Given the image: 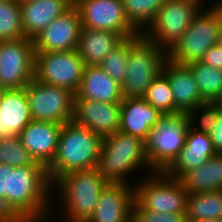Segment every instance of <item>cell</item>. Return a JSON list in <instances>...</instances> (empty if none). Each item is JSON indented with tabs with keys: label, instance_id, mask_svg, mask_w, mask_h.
Here are the masks:
<instances>
[{
	"label": "cell",
	"instance_id": "obj_21",
	"mask_svg": "<svg viewBox=\"0 0 222 222\" xmlns=\"http://www.w3.org/2000/svg\"><path fill=\"white\" fill-rule=\"evenodd\" d=\"M24 34L34 39L54 19L66 12L75 0H19Z\"/></svg>",
	"mask_w": 222,
	"mask_h": 222
},
{
	"label": "cell",
	"instance_id": "obj_15",
	"mask_svg": "<svg viewBox=\"0 0 222 222\" xmlns=\"http://www.w3.org/2000/svg\"><path fill=\"white\" fill-rule=\"evenodd\" d=\"M121 103L74 98L73 121L89 128L102 139L120 129Z\"/></svg>",
	"mask_w": 222,
	"mask_h": 222
},
{
	"label": "cell",
	"instance_id": "obj_31",
	"mask_svg": "<svg viewBox=\"0 0 222 222\" xmlns=\"http://www.w3.org/2000/svg\"><path fill=\"white\" fill-rule=\"evenodd\" d=\"M0 164L12 167L43 165L35 161L29 151L23 146L19 137L15 136L0 138Z\"/></svg>",
	"mask_w": 222,
	"mask_h": 222
},
{
	"label": "cell",
	"instance_id": "obj_25",
	"mask_svg": "<svg viewBox=\"0 0 222 222\" xmlns=\"http://www.w3.org/2000/svg\"><path fill=\"white\" fill-rule=\"evenodd\" d=\"M179 180L188 194L222 190V154L210 157Z\"/></svg>",
	"mask_w": 222,
	"mask_h": 222
},
{
	"label": "cell",
	"instance_id": "obj_5",
	"mask_svg": "<svg viewBox=\"0 0 222 222\" xmlns=\"http://www.w3.org/2000/svg\"><path fill=\"white\" fill-rule=\"evenodd\" d=\"M222 30V2L211 3L193 18L188 30L167 52V59L179 65L200 61L209 48L218 44Z\"/></svg>",
	"mask_w": 222,
	"mask_h": 222
},
{
	"label": "cell",
	"instance_id": "obj_30",
	"mask_svg": "<svg viewBox=\"0 0 222 222\" xmlns=\"http://www.w3.org/2000/svg\"><path fill=\"white\" fill-rule=\"evenodd\" d=\"M143 98L164 115L179 114L175 110L173 92L169 80L163 73H160L153 80Z\"/></svg>",
	"mask_w": 222,
	"mask_h": 222
},
{
	"label": "cell",
	"instance_id": "obj_34",
	"mask_svg": "<svg viewBox=\"0 0 222 222\" xmlns=\"http://www.w3.org/2000/svg\"><path fill=\"white\" fill-rule=\"evenodd\" d=\"M132 222H187V219L186 213H156L150 210H144L134 201Z\"/></svg>",
	"mask_w": 222,
	"mask_h": 222
},
{
	"label": "cell",
	"instance_id": "obj_17",
	"mask_svg": "<svg viewBox=\"0 0 222 222\" xmlns=\"http://www.w3.org/2000/svg\"><path fill=\"white\" fill-rule=\"evenodd\" d=\"M61 128L54 122L32 120L18 137L35 161L47 167L56 154Z\"/></svg>",
	"mask_w": 222,
	"mask_h": 222
},
{
	"label": "cell",
	"instance_id": "obj_39",
	"mask_svg": "<svg viewBox=\"0 0 222 222\" xmlns=\"http://www.w3.org/2000/svg\"><path fill=\"white\" fill-rule=\"evenodd\" d=\"M187 222H193V221H187ZM196 222H222V220H216V219H205V220L196 221Z\"/></svg>",
	"mask_w": 222,
	"mask_h": 222
},
{
	"label": "cell",
	"instance_id": "obj_10",
	"mask_svg": "<svg viewBox=\"0 0 222 222\" xmlns=\"http://www.w3.org/2000/svg\"><path fill=\"white\" fill-rule=\"evenodd\" d=\"M25 92L32 120L66 124L74 115L75 94L59 86H52L33 79Z\"/></svg>",
	"mask_w": 222,
	"mask_h": 222
},
{
	"label": "cell",
	"instance_id": "obj_9",
	"mask_svg": "<svg viewBox=\"0 0 222 222\" xmlns=\"http://www.w3.org/2000/svg\"><path fill=\"white\" fill-rule=\"evenodd\" d=\"M189 122L185 113L164 115L146 144V155L154 172H164L185 145Z\"/></svg>",
	"mask_w": 222,
	"mask_h": 222
},
{
	"label": "cell",
	"instance_id": "obj_22",
	"mask_svg": "<svg viewBox=\"0 0 222 222\" xmlns=\"http://www.w3.org/2000/svg\"><path fill=\"white\" fill-rule=\"evenodd\" d=\"M31 121L25 88L5 89L0 99V138L18 137Z\"/></svg>",
	"mask_w": 222,
	"mask_h": 222
},
{
	"label": "cell",
	"instance_id": "obj_27",
	"mask_svg": "<svg viewBox=\"0 0 222 222\" xmlns=\"http://www.w3.org/2000/svg\"><path fill=\"white\" fill-rule=\"evenodd\" d=\"M193 73L198 91L205 102L222 100V70L212 68L201 61L188 63Z\"/></svg>",
	"mask_w": 222,
	"mask_h": 222
},
{
	"label": "cell",
	"instance_id": "obj_40",
	"mask_svg": "<svg viewBox=\"0 0 222 222\" xmlns=\"http://www.w3.org/2000/svg\"><path fill=\"white\" fill-rule=\"evenodd\" d=\"M6 88L2 85V83L0 82V99H1V96L3 95V92Z\"/></svg>",
	"mask_w": 222,
	"mask_h": 222
},
{
	"label": "cell",
	"instance_id": "obj_24",
	"mask_svg": "<svg viewBox=\"0 0 222 222\" xmlns=\"http://www.w3.org/2000/svg\"><path fill=\"white\" fill-rule=\"evenodd\" d=\"M123 40L116 32L81 27L76 50L86 66H99Z\"/></svg>",
	"mask_w": 222,
	"mask_h": 222
},
{
	"label": "cell",
	"instance_id": "obj_11",
	"mask_svg": "<svg viewBox=\"0 0 222 222\" xmlns=\"http://www.w3.org/2000/svg\"><path fill=\"white\" fill-rule=\"evenodd\" d=\"M85 67L86 64L77 50L35 52L34 79L44 84L66 88L76 94Z\"/></svg>",
	"mask_w": 222,
	"mask_h": 222
},
{
	"label": "cell",
	"instance_id": "obj_37",
	"mask_svg": "<svg viewBox=\"0 0 222 222\" xmlns=\"http://www.w3.org/2000/svg\"><path fill=\"white\" fill-rule=\"evenodd\" d=\"M200 61L212 68L222 70V47L219 44L212 46Z\"/></svg>",
	"mask_w": 222,
	"mask_h": 222
},
{
	"label": "cell",
	"instance_id": "obj_20",
	"mask_svg": "<svg viewBox=\"0 0 222 222\" xmlns=\"http://www.w3.org/2000/svg\"><path fill=\"white\" fill-rule=\"evenodd\" d=\"M162 73L168 78L172 92L175 110L187 114L205 101L202 99L192 71L187 65H179L166 60Z\"/></svg>",
	"mask_w": 222,
	"mask_h": 222
},
{
	"label": "cell",
	"instance_id": "obj_36",
	"mask_svg": "<svg viewBox=\"0 0 222 222\" xmlns=\"http://www.w3.org/2000/svg\"><path fill=\"white\" fill-rule=\"evenodd\" d=\"M217 154H222V103L215 102L213 129L208 133Z\"/></svg>",
	"mask_w": 222,
	"mask_h": 222
},
{
	"label": "cell",
	"instance_id": "obj_16",
	"mask_svg": "<svg viewBox=\"0 0 222 222\" xmlns=\"http://www.w3.org/2000/svg\"><path fill=\"white\" fill-rule=\"evenodd\" d=\"M135 187L128 183H108L94 212L86 222H132Z\"/></svg>",
	"mask_w": 222,
	"mask_h": 222
},
{
	"label": "cell",
	"instance_id": "obj_35",
	"mask_svg": "<svg viewBox=\"0 0 222 222\" xmlns=\"http://www.w3.org/2000/svg\"><path fill=\"white\" fill-rule=\"evenodd\" d=\"M13 168L0 164V215H10V171Z\"/></svg>",
	"mask_w": 222,
	"mask_h": 222
},
{
	"label": "cell",
	"instance_id": "obj_4",
	"mask_svg": "<svg viewBox=\"0 0 222 222\" xmlns=\"http://www.w3.org/2000/svg\"><path fill=\"white\" fill-rule=\"evenodd\" d=\"M97 169L108 183L131 184L132 172H154L146 155L145 141L121 131L102 139Z\"/></svg>",
	"mask_w": 222,
	"mask_h": 222
},
{
	"label": "cell",
	"instance_id": "obj_41",
	"mask_svg": "<svg viewBox=\"0 0 222 222\" xmlns=\"http://www.w3.org/2000/svg\"><path fill=\"white\" fill-rule=\"evenodd\" d=\"M218 44L222 47V30H221V33H220V38H219Z\"/></svg>",
	"mask_w": 222,
	"mask_h": 222
},
{
	"label": "cell",
	"instance_id": "obj_3",
	"mask_svg": "<svg viewBox=\"0 0 222 222\" xmlns=\"http://www.w3.org/2000/svg\"><path fill=\"white\" fill-rule=\"evenodd\" d=\"M107 184L97 168L71 172L60 177L52 185L53 191H56L52 192V198L58 199L55 203H60L57 206L62 209L60 216L65 222H86L94 212L100 194Z\"/></svg>",
	"mask_w": 222,
	"mask_h": 222
},
{
	"label": "cell",
	"instance_id": "obj_2",
	"mask_svg": "<svg viewBox=\"0 0 222 222\" xmlns=\"http://www.w3.org/2000/svg\"><path fill=\"white\" fill-rule=\"evenodd\" d=\"M101 142L100 136L73 120L63 124L56 154L47 166L52 185L68 173L97 168Z\"/></svg>",
	"mask_w": 222,
	"mask_h": 222
},
{
	"label": "cell",
	"instance_id": "obj_13",
	"mask_svg": "<svg viewBox=\"0 0 222 222\" xmlns=\"http://www.w3.org/2000/svg\"><path fill=\"white\" fill-rule=\"evenodd\" d=\"M82 27L107 30L124 39L141 34L127 19L122 0H75Z\"/></svg>",
	"mask_w": 222,
	"mask_h": 222
},
{
	"label": "cell",
	"instance_id": "obj_26",
	"mask_svg": "<svg viewBox=\"0 0 222 222\" xmlns=\"http://www.w3.org/2000/svg\"><path fill=\"white\" fill-rule=\"evenodd\" d=\"M186 219L193 222L222 220V190L188 194Z\"/></svg>",
	"mask_w": 222,
	"mask_h": 222
},
{
	"label": "cell",
	"instance_id": "obj_32",
	"mask_svg": "<svg viewBox=\"0 0 222 222\" xmlns=\"http://www.w3.org/2000/svg\"><path fill=\"white\" fill-rule=\"evenodd\" d=\"M129 53L130 38H125L99 65L103 71L120 85H122L127 74Z\"/></svg>",
	"mask_w": 222,
	"mask_h": 222
},
{
	"label": "cell",
	"instance_id": "obj_6",
	"mask_svg": "<svg viewBox=\"0 0 222 222\" xmlns=\"http://www.w3.org/2000/svg\"><path fill=\"white\" fill-rule=\"evenodd\" d=\"M166 60L167 52L142 34L130 37L127 74L121 85L123 99L144 97Z\"/></svg>",
	"mask_w": 222,
	"mask_h": 222
},
{
	"label": "cell",
	"instance_id": "obj_7",
	"mask_svg": "<svg viewBox=\"0 0 222 222\" xmlns=\"http://www.w3.org/2000/svg\"><path fill=\"white\" fill-rule=\"evenodd\" d=\"M206 0H167L142 35L168 52L188 30Z\"/></svg>",
	"mask_w": 222,
	"mask_h": 222
},
{
	"label": "cell",
	"instance_id": "obj_23",
	"mask_svg": "<svg viewBox=\"0 0 222 222\" xmlns=\"http://www.w3.org/2000/svg\"><path fill=\"white\" fill-rule=\"evenodd\" d=\"M74 98L97 102L121 103V85L113 80L99 66H86L81 84Z\"/></svg>",
	"mask_w": 222,
	"mask_h": 222
},
{
	"label": "cell",
	"instance_id": "obj_18",
	"mask_svg": "<svg viewBox=\"0 0 222 222\" xmlns=\"http://www.w3.org/2000/svg\"><path fill=\"white\" fill-rule=\"evenodd\" d=\"M163 116L164 114L152 107L143 97L125 98L121 102L119 131L146 142L150 132L157 127Z\"/></svg>",
	"mask_w": 222,
	"mask_h": 222
},
{
	"label": "cell",
	"instance_id": "obj_28",
	"mask_svg": "<svg viewBox=\"0 0 222 222\" xmlns=\"http://www.w3.org/2000/svg\"><path fill=\"white\" fill-rule=\"evenodd\" d=\"M167 0H122L128 21L142 34Z\"/></svg>",
	"mask_w": 222,
	"mask_h": 222
},
{
	"label": "cell",
	"instance_id": "obj_14",
	"mask_svg": "<svg viewBox=\"0 0 222 222\" xmlns=\"http://www.w3.org/2000/svg\"><path fill=\"white\" fill-rule=\"evenodd\" d=\"M81 27L79 11L73 4L33 39L35 52L76 50Z\"/></svg>",
	"mask_w": 222,
	"mask_h": 222
},
{
	"label": "cell",
	"instance_id": "obj_33",
	"mask_svg": "<svg viewBox=\"0 0 222 222\" xmlns=\"http://www.w3.org/2000/svg\"><path fill=\"white\" fill-rule=\"evenodd\" d=\"M186 115L190 128L197 132L209 133L210 130L213 129L215 102L202 103L190 110Z\"/></svg>",
	"mask_w": 222,
	"mask_h": 222
},
{
	"label": "cell",
	"instance_id": "obj_29",
	"mask_svg": "<svg viewBox=\"0 0 222 222\" xmlns=\"http://www.w3.org/2000/svg\"><path fill=\"white\" fill-rule=\"evenodd\" d=\"M26 38L19 0H0V41Z\"/></svg>",
	"mask_w": 222,
	"mask_h": 222
},
{
	"label": "cell",
	"instance_id": "obj_1",
	"mask_svg": "<svg viewBox=\"0 0 222 222\" xmlns=\"http://www.w3.org/2000/svg\"><path fill=\"white\" fill-rule=\"evenodd\" d=\"M52 191L45 165L14 167L10 171V215L54 221Z\"/></svg>",
	"mask_w": 222,
	"mask_h": 222
},
{
	"label": "cell",
	"instance_id": "obj_19",
	"mask_svg": "<svg viewBox=\"0 0 222 222\" xmlns=\"http://www.w3.org/2000/svg\"><path fill=\"white\" fill-rule=\"evenodd\" d=\"M216 155L208 133L197 132L189 127L185 145L164 173L169 177L180 179L186 172L200 167L210 157Z\"/></svg>",
	"mask_w": 222,
	"mask_h": 222
},
{
	"label": "cell",
	"instance_id": "obj_38",
	"mask_svg": "<svg viewBox=\"0 0 222 222\" xmlns=\"http://www.w3.org/2000/svg\"><path fill=\"white\" fill-rule=\"evenodd\" d=\"M0 222H42L29 216L0 215Z\"/></svg>",
	"mask_w": 222,
	"mask_h": 222
},
{
	"label": "cell",
	"instance_id": "obj_8",
	"mask_svg": "<svg viewBox=\"0 0 222 222\" xmlns=\"http://www.w3.org/2000/svg\"><path fill=\"white\" fill-rule=\"evenodd\" d=\"M140 180L134 185L135 201L144 210L164 214L186 213L188 193L179 179L164 172H153Z\"/></svg>",
	"mask_w": 222,
	"mask_h": 222
},
{
	"label": "cell",
	"instance_id": "obj_12",
	"mask_svg": "<svg viewBox=\"0 0 222 222\" xmlns=\"http://www.w3.org/2000/svg\"><path fill=\"white\" fill-rule=\"evenodd\" d=\"M35 75L32 39L0 41V82L6 89L25 88Z\"/></svg>",
	"mask_w": 222,
	"mask_h": 222
}]
</instances>
